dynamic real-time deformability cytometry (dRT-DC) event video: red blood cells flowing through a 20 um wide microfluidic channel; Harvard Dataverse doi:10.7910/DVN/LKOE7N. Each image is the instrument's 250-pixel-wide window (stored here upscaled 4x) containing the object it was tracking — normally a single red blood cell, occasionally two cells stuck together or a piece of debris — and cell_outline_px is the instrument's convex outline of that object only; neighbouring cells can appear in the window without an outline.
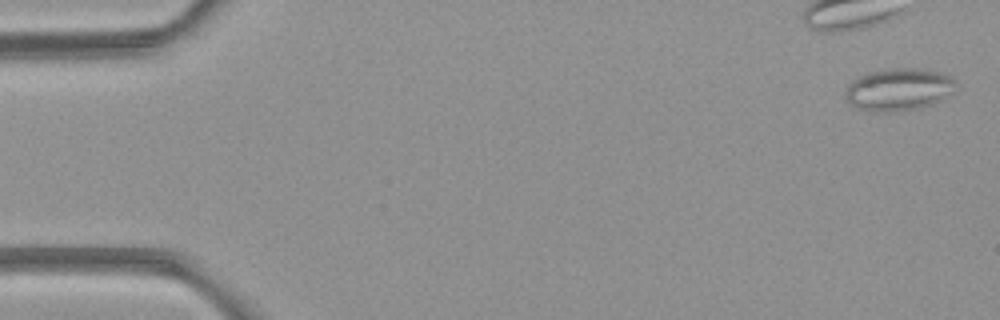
{"species": "common noctule bat (a hibernating species)", "species_latin": "Nyctalus noctula", "temperature_condition": "room temperature", "stored_images_in_passage": 4, "camera_frame_rate_fps": 3000, "um_per_image_px": 0.085, "animal": {"sex": "female", "body_mass_g": 21.9}, "frame": {"image": 1, "passage_image": 1, "time_ms": 0.0, "image_size_px": [1000, 320], "cell_outline_px": [[952, 92], [944, 100], [920, 108], [896, 112], [880, 112], [856, 108], [848, 100], [848, 84], [852, 80], [868, 72], [884, 68], [928, 68], [952, 76]], "centroid_in_image_um": [76.42, 7.59], "position_along_channel_um": 8.6, "area_um2": 27.34}}